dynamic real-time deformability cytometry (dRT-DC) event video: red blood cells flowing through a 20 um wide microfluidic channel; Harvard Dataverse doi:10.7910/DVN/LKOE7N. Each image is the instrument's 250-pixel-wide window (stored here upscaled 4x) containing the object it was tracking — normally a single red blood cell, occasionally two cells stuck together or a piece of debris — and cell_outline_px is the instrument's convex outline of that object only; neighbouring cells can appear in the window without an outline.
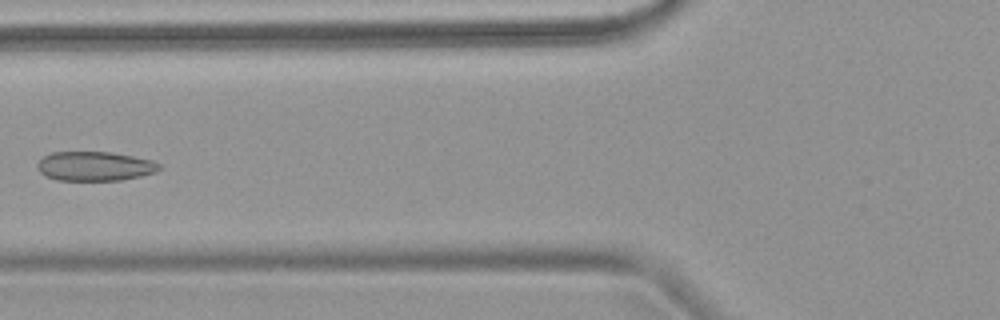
{"species": "common noctule bat (a hibernating species)", "species_latin": "Nyctalus noctula", "temperature_condition": "warm", "stored_images_in_passage": 7, "camera_frame_rate_fps": 3000, "um_per_image_px": 0.085, "animal": {"sex": "female", "body_mass_g": 18.4}, "frame": {"image": 1, "passage_image": 6, "time_ms": 7.0, "image_size_px": [1000, 320], "cell_outline_px": [[160, 168], [156, 172], [140, 176], [120, 180], [56, 180], [44, 176], [36, 168], [36, 164], [44, 156], [52, 152], [112, 152], [152, 160], [160, 164]], "centroid_in_image_um": [8.03, 14.13], "position_along_channel_um": 117.8, "area_um2": 20.87}}
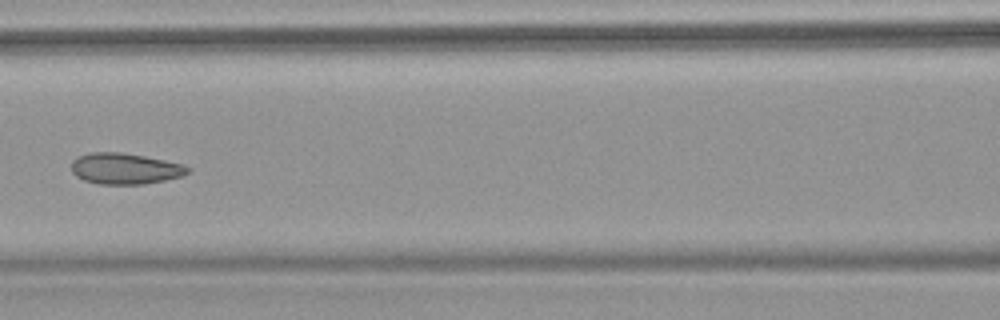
{"frame": {"image": 2, "passage_image": 7, "time_ms": 8.0, "image_size_px": [1000, 320], "cell_outline_px": [[192, 168], [184, 176], [144, 184], [100, 184], [84, 180], [76, 176], [72, 172], [72, 160], [80, 156], [92, 152], [120, 152], [144, 156], [164, 160], [180, 164]], "centroid_in_image_um": [10.63, 14.34], "position_along_channel_um": 156.0, "area_um2": 20.92}}